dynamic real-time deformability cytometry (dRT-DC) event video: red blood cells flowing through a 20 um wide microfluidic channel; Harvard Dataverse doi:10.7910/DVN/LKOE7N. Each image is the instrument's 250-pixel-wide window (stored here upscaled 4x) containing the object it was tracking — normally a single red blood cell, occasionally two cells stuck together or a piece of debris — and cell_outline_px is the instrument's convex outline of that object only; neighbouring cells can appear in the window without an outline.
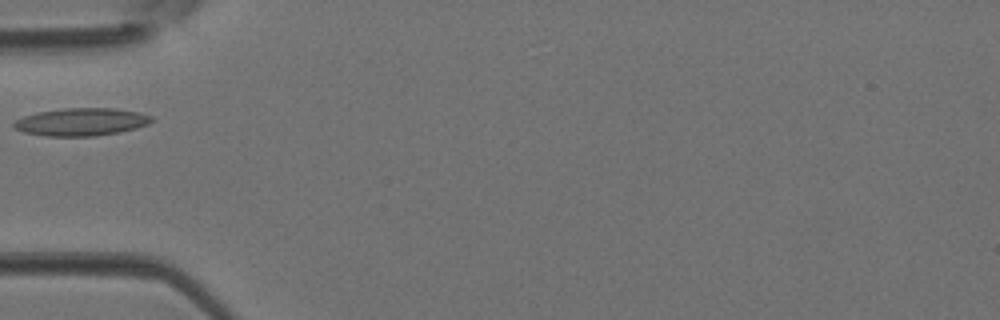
{"species": "Egyptian fruit bat (a non-hibernating species)", "species_latin": "Rousettus aegyptiacus", "temperature_condition": "room temperature", "stored_images_in_passage": 2, "camera_frame_rate_fps": 3000, "um_per_image_px": 0.085, "animal": {"sex": "female"}, "frame": {"image": 1, "passage_image": 2, "time_ms": 0.333, "image_size_px": [1000, 320], "cell_outline_px": [[156, 120], [148, 124], [136, 128], [120, 132], [96, 136], [44, 136], [24, 132], [16, 128], [12, 124], [16, 120], [24, 116], [36, 112], [60, 108], [116, 108], [140, 112], [152, 116]], "centroid_in_image_um": [6.95, 10.35], "position_along_channel_um": 78.1, "area_um2": 22.48}}